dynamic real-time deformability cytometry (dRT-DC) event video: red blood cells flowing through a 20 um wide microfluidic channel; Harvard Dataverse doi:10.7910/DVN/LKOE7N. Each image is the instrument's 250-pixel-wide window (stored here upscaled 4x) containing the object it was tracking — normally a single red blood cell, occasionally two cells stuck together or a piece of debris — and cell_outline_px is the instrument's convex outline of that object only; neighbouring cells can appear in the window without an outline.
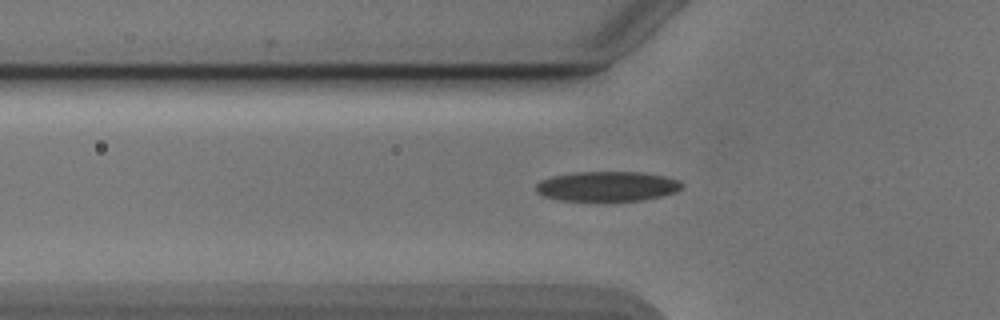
{"species": "Egyptian fruit bat (a non-hibernating species)", "species_latin": "Rousettus aegyptiacus", "temperature_condition": "cold", "stored_images_in_passage": 44, "camera_frame_rate_fps": 3000, "um_per_image_px": 0.085, "animal": {"sex": "male"}, "frame": {"image": 1, "passage_image": 14, "time_ms": 4.333, "image_size_px": [1000, 320], "cell_outline_px": [[684, 184], [676, 192], [644, 200], [596, 204], [560, 200], [544, 196], [536, 192], [536, 184], [540, 180], [552, 176], [576, 172], [644, 172], [664, 176], [680, 180]], "centroid_in_image_um": [51.59, 15.88], "position_along_channel_um": 74.2, "area_um2": 26.53}}
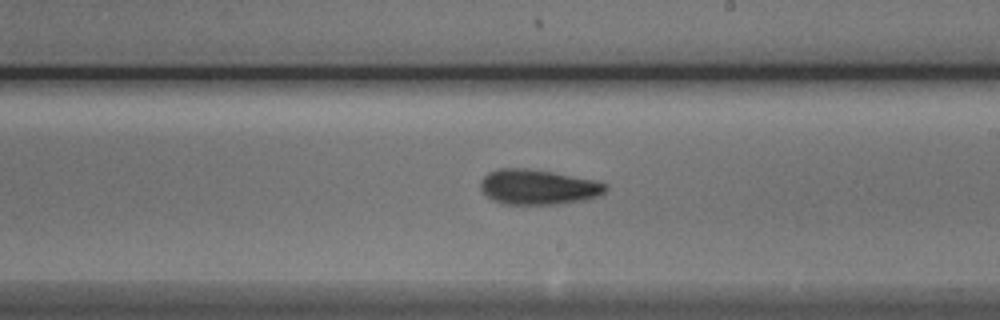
{"frame": {"image": 2, "passage_image": 27, "time_ms": 8.667, "image_size_px": [1000, 320], "cell_outline_px": [[608, 188], [600, 196], [584, 200], [560, 204], [504, 204], [488, 196], [480, 188], [480, 180], [488, 172], [496, 168], [528, 168], [552, 172], [596, 180], [608, 184]], "centroid_in_image_um": [45.77, 15.88], "position_along_channel_um": 243.2, "area_um2": 25.72}}
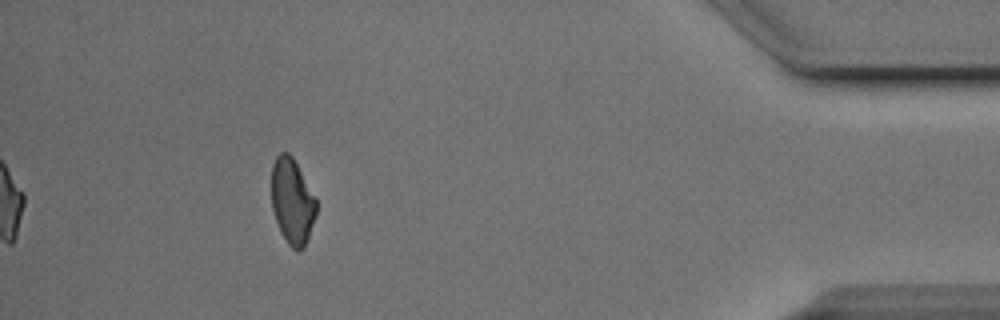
{"frame": {"image": 3, "passage_image": 44, "time_ms": 14.333, "image_size_px": [1000, 320], "cell_outline_px": [[316, 216], [304, 248], [300, 252], [296, 252], [288, 244], [280, 232], [272, 208], [272, 164], [276, 156], [280, 152], [288, 152], [292, 156], [316, 200]], "centroid_in_image_um": [24.83, 17.15], "position_along_channel_um": 410.4, "area_um2": 22.25}, "authors_computed_cell_mechanics": {"area_um2": 24.2471, "velocity_mm_per_s": 3.8965, "shape_relaxation_time_tau1_ms": 5.0254, "shape_relaxation_time_tau2_ms": 2.7798, "deformation_change_tau1": 0.1151, "deformation_change_tau2": 0.083}}